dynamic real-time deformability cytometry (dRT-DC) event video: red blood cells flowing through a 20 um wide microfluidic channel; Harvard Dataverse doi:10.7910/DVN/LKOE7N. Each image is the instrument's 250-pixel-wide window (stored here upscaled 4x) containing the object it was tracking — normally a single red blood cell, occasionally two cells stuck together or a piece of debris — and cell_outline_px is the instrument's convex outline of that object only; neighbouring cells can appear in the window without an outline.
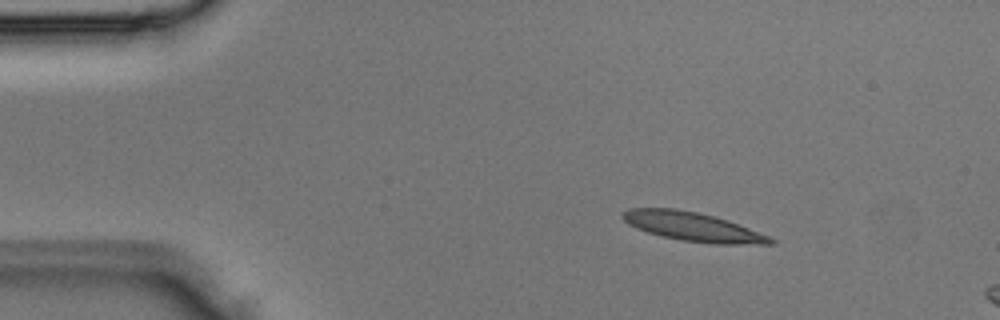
{"species": "Egyptian fruit bat (a non-hibernating species)", "species_latin": "Rousettus aegyptiacus", "temperature_condition": "room temperature", "stored_images_in_passage": 2, "camera_frame_rate_fps": 3000, "um_per_image_px": 0.085, "animal": {"sex": "male"}, "frame": {"image": 1, "passage_image": 1, "time_ms": 0.0, "image_size_px": [1000, 320], "cell_outline_px": [[776, 244], [712, 244], [680, 240], [648, 232], [636, 228], [628, 224], [620, 216], [628, 208], [676, 208], [696, 212], [728, 220], [772, 236], [776, 240]], "centroid_in_image_um": [58.94, 19.28], "position_along_channel_um": 26.1, "area_um2": 25.03}}